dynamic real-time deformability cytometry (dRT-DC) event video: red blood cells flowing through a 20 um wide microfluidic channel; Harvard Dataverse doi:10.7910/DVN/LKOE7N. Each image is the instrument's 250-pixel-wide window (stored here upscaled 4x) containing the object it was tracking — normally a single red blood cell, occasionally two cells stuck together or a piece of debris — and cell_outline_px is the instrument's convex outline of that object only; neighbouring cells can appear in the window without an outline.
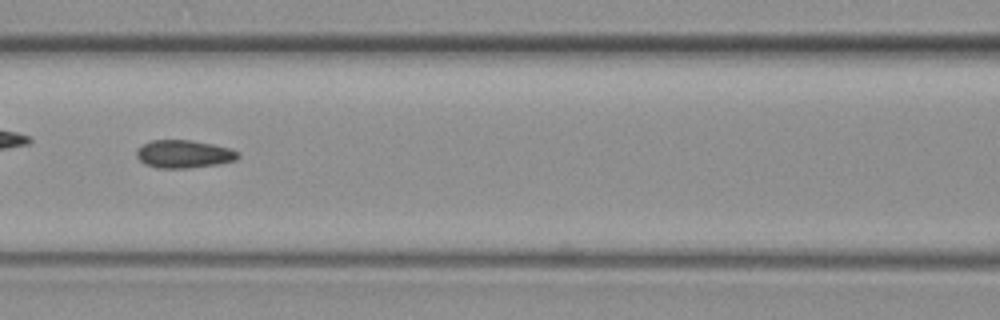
{"species": "common noctule bat (a hibernating species)", "species_latin": "Nyctalus noctula", "temperature_condition": "warm", "stored_images_in_passage": 59, "camera_frame_rate_fps": 3000, "um_per_image_px": 0.085, "animal": {"sex": "female", "body_mass_g": 19.3, "forearm_length_mm": 54.1}, "frame": {"image": 1, "passage_image": 26, "time_ms": 8.333, "image_size_px": [1000, 320], "cell_outline_px": [[240, 156], [236, 160], [220, 164], [188, 168], [156, 168], [144, 164], [136, 156], [136, 152], [144, 144], [152, 140], [192, 140], [212, 144], [228, 148], [236, 152]], "centroid_in_image_um": [15.62, 13.1], "position_along_channel_um": 151.0, "area_um2": 16.42}}
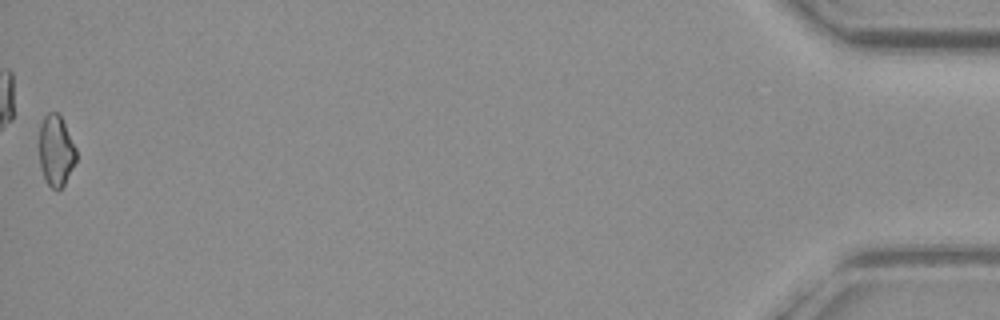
{"frame": {"image": 2, "passage_image": 59, "time_ms": 19.333, "image_size_px": [1000, 320], "cell_outline_px": [[76, 160], [64, 184], [60, 188], [52, 188], [44, 180], [40, 164], [40, 124], [44, 116], [48, 112], [60, 112], [76, 148]], "centroid_in_image_um": [4.76, 12.75], "position_along_channel_um": 430.4, "area_um2": 15.26}}